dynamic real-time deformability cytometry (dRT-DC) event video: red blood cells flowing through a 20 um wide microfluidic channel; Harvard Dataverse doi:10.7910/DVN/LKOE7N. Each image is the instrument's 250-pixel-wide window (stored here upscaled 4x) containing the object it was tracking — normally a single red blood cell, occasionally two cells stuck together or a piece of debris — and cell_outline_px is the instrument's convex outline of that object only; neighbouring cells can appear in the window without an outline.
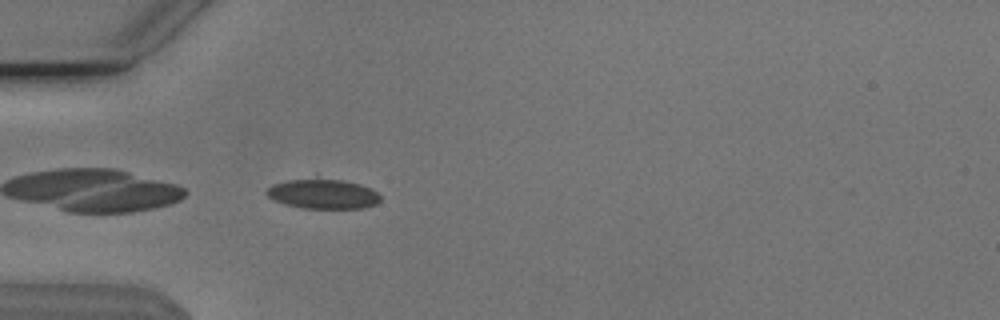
{"species": "Egyptian fruit bat (a non-hibernating species)", "species_latin": "Rousettus aegyptiacus", "temperature_condition": "cold", "stored_images_in_passage": 38, "camera_frame_rate_fps": 3000, "um_per_image_px": 0.085, "animal": {"sex": "male"}, "frame": {"image": 1, "passage_image": 1, "time_ms": 0.0, "image_size_px": [1000, 320], "cell_outline_px": [[380, 200], [376, 204], [364, 208], [304, 208], [284, 204], [268, 196], [264, 192], [272, 184], [288, 180], [340, 180], [360, 184], [376, 192], [380, 196]], "centroid_in_image_um": [27.45, 16.5], "position_along_channel_um": 57.6, "area_um2": 19.19}}
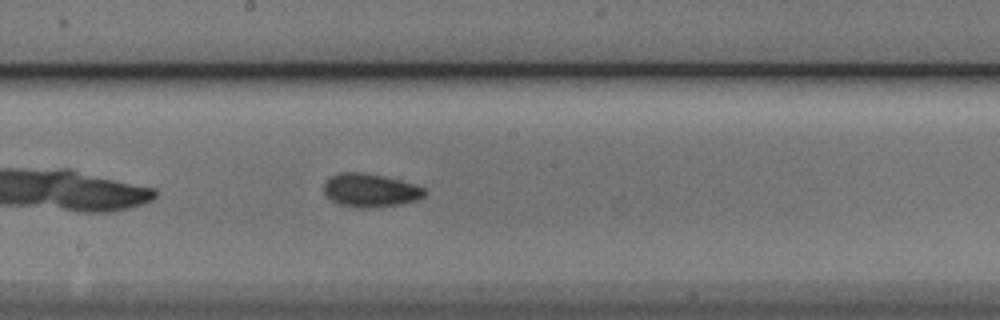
{"frame": {"image": 2, "passage_image": 14, "time_ms": 4.333, "image_size_px": [1000, 320], "cell_outline_px": [[428, 192], [424, 196], [416, 200], [400, 204], [368, 208], [356, 208], [340, 204], [332, 200], [324, 192], [324, 184], [332, 176], [340, 172], [364, 172], [384, 176], [416, 184], [424, 188]], "centroid_in_image_um": [31.51, 16.17], "position_along_channel_um": 216.7, "area_um2": 19.59}}
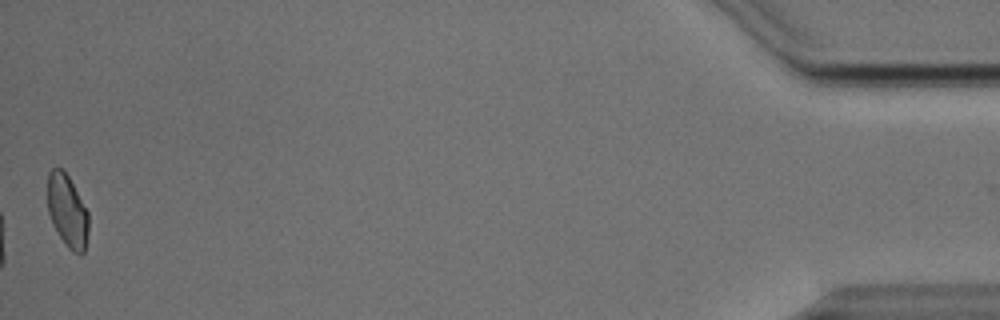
{"frame": {"image": 3, "passage_image": 38, "time_ms": 12.333, "image_size_px": [1000, 320], "cell_outline_px": [[88, 232], [84, 252], [80, 256], [72, 252], [64, 244], [52, 224], [48, 212], [48, 172], [52, 168], [64, 168], [88, 212]], "centroid_in_image_um": [5.72, 17.95], "position_along_channel_um": 429.5, "area_um2": 17.51}, "authors_computed_cell_mechanics": {"area_um2": 19.3341, "velocity_mm_per_s": 3.8144, "shape_relaxation_time_tau1_ms": 8.0839, "shape_relaxation_time_tau2_ms": null, "deformation_change_tau1": 0.1632, "deformation_change_tau2": null}}